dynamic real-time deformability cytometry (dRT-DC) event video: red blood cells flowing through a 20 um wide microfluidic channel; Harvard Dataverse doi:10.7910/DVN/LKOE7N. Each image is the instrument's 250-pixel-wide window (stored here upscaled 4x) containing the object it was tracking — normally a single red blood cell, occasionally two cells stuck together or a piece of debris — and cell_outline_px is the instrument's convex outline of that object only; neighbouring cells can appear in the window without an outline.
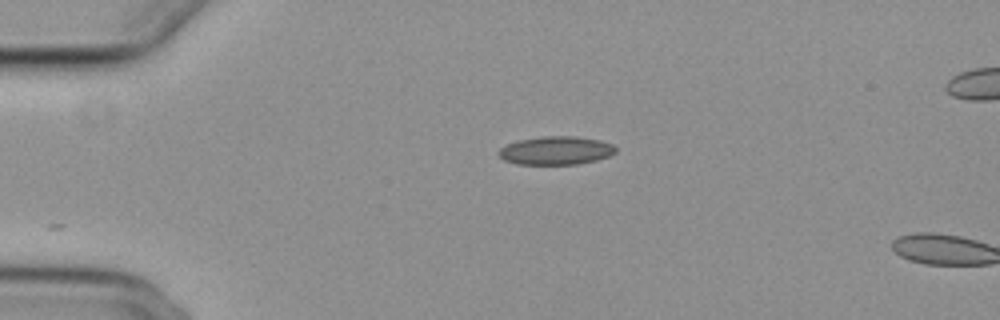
{"species": "common noctule bat (a hibernating species)", "species_latin": "Nyctalus noctula", "temperature_condition": "cold", "stored_images_in_passage": 3, "camera_frame_rate_fps": 3000, "um_per_image_px": 0.085, "animal": {"sex": "female", "body_mass_g": 29.2, "forearm_length_mm": 56.3}, "frame": {"image": 1, "passage_image": 1, "time_ms": 0.0, "image_size_px": [1000, 320], "cell_outline_px": [[616, 152], [608, 156], [596, 160], [576, 164], [516, 164], [504, 160], [500, 156], [500, 148], [508, 144], [520, 140], [544, 136], [572, 136], [600, 140], [612, 144], [616, 148]], "centroid_in_image_um": [47.27, 12.79], "position_along_channel_um": 37.7, "area_um2": 19.07}}